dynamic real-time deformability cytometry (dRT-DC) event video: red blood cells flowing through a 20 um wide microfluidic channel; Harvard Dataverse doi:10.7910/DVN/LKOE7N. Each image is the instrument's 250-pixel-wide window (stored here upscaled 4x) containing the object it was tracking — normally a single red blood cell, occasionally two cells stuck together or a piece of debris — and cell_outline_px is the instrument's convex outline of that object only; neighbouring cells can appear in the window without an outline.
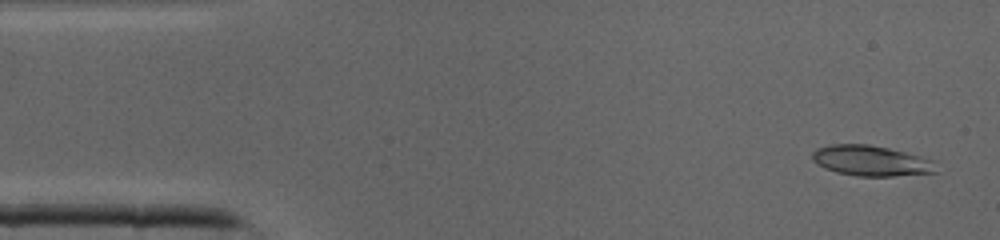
{"species": "common noctule bat (a hibernating species)", "species_latin": "Nyctalus noctula", "temperature_condition": "cold", "stored_images_in_passage": 41, "camera_frame_rate_fps": 3000, "um_per_image_px": 0.085, "animal": {"sex": "male", "body_mass_g": 19.0, "forearm_length_mm": 50.8}, "frame": {"image": 1, "passage_image": 2, "time_ms": 0.333, "image_size_px": [1000, 240], "cell_outline_px": [[936, 172], [896, 176], [856, 176], [836, 172], [824, 168], [816, 164], [812, 160], [812, 152], [816, 148], [832, 144], [868, 144], [888, 148], [920, 156], [932, 160]], "centroid_in_image_um": [73.97, 13.66], "position_along_channel_um": 11.0, "area_um2": 21.91}}
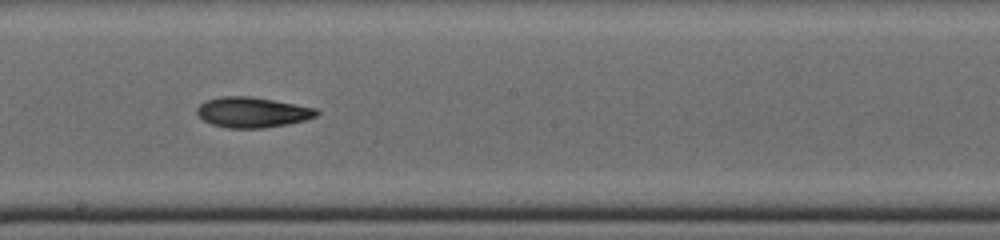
{"frame": {"image": 2, "passage_image": 22, "time_ms": 7.0, "image_size_px": [1000, 240], "cell_outline_px": [[320, 112], [316, 116], [304, 120], [288, 124], [264, 128], [228, 128], [212, 124], [204, 120], [196, 112], [196, 108], [204, 100], [220, 96], [248, 96], [296, 104], [316, 108]], "centroid_in_image_um": [21.43, 9.54], "position_along_channel_um": 226.8, "area_um2": 21.15}}
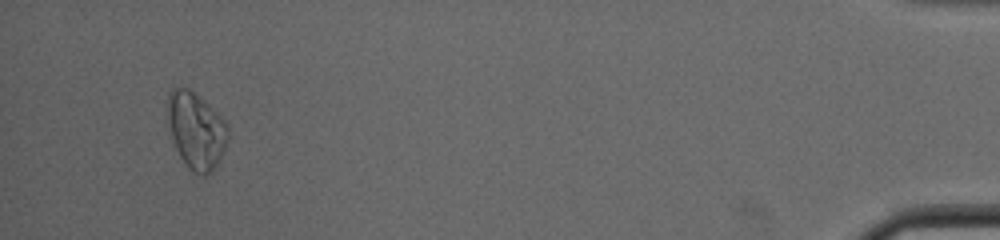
{"frame": {"image": 3, "passage_image": 39, "time_ms": 12.667, "image_size_px": [1000, 240], "cell_outline_px": [[228, 140], [224, 152], [212, 172], [204, 176], [188, 168], [180, 156], [176, 148], [168, 124], [168, 92], [172, 88], [188, 88], [200, 96], [224, 120], [228, 128]], "centroid_in_image_um": [16.68, 11.09], "position_along_channel_um": 418.5, "area_um2": 26.76}}